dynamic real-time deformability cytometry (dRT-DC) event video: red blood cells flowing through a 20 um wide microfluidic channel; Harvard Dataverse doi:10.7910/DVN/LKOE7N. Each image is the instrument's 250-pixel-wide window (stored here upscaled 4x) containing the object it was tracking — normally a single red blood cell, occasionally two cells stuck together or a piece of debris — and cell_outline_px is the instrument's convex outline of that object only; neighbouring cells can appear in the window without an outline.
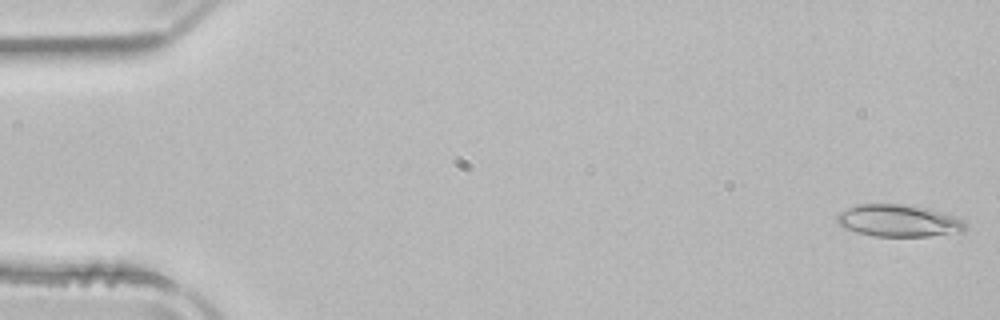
{"species": "common noctule bat (a hibernating species)", "species_latin": "Nyctalus noctula", "temperature_condition": "room temperature", "stored_images_in_passage": 51, "camera_frame_rate_fps": 3000, "um_per_image_px": 0.085, "animal": {"sex": "male", "body_mass_g": 21.5, "forearm_length_mm": 52.0}, "frame": {"image": 1, "passage_image": 1, "time_ms": 0.0, "image_size_px": [1000, 320], "cell_outline_px": [[968, 228], [964, 232], [928, 236], [876, 236], [856, 232], [844, 228], [836, 220], [836, 216], [840, 212], [856, 204], [904, 204], [924, 208], [952, 216], [964, 220], [968, 224]], "centroid_in_image_um": [76.39, 18.77], "position_along_channel_um": 8.6, "area_um2": 23.93}}
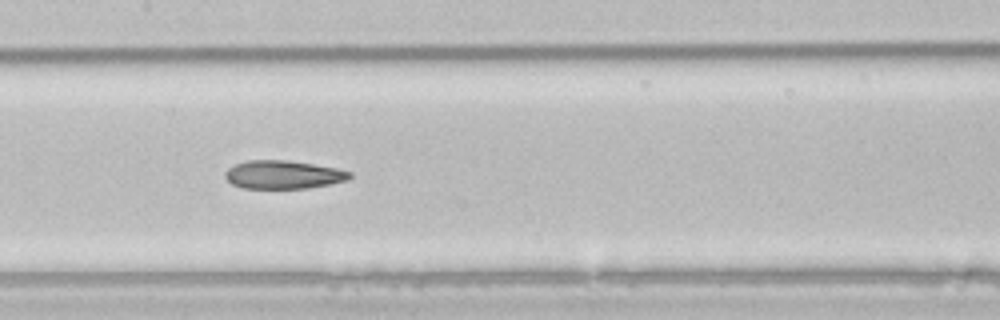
{"frame": {"image": 2, "passage_image": 25, "time_ms": 8.0, "image_size_px": [1000, 320], "cell_outline_px": [[352, 176], [348, 180], [332, 184], [308, 188], [240, 188], [232, 184], [224, 176], [224, 172], [228, 168], [236, 164], [248, 160], [288, 160], [336, 168], [352, 172]], "centroid_in_image_um": [24.08, 14.85], "position_along_channel_um": 183.3, "area_um2": 20.63}}
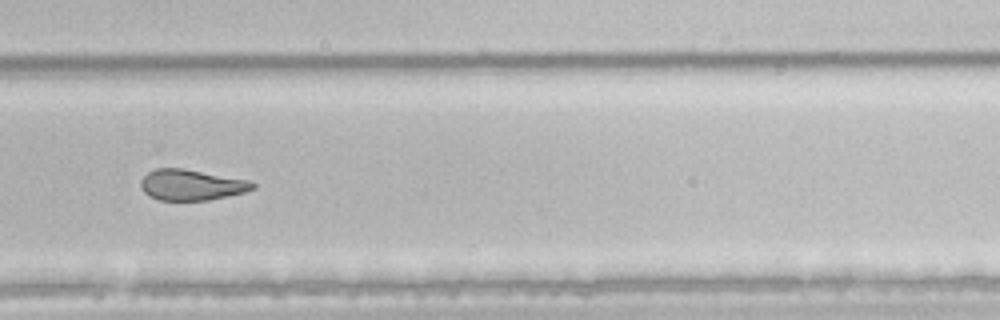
{"frame": {"image": 3, "passage_image": 35, "time_ms": 11.333, "image_size_px": [1000, 320], "cell_outline_px": [[256, 188], [244, 192], [208, 200], [160, 200], [148, 196], [140, 188], [140, 180], [148, 172], [156, 168], [184, 168], [248, 180], [256, 184]], "centroid_in_image_um": [16.24, 15.71], "position_along_channel_um": 313.6, "area_um2": 20.11}, "authors_computed_cell_mechanics": {"area_um2": 23.12, "velocity_mm_per_s": 3.933, "shape_relaxation_time_tau1_ms": null, "shape_relaxation_time_tau2_ms": 1.8623, "deformation_change_tau1": null, "deformation_change_tau2": 0.1005}}